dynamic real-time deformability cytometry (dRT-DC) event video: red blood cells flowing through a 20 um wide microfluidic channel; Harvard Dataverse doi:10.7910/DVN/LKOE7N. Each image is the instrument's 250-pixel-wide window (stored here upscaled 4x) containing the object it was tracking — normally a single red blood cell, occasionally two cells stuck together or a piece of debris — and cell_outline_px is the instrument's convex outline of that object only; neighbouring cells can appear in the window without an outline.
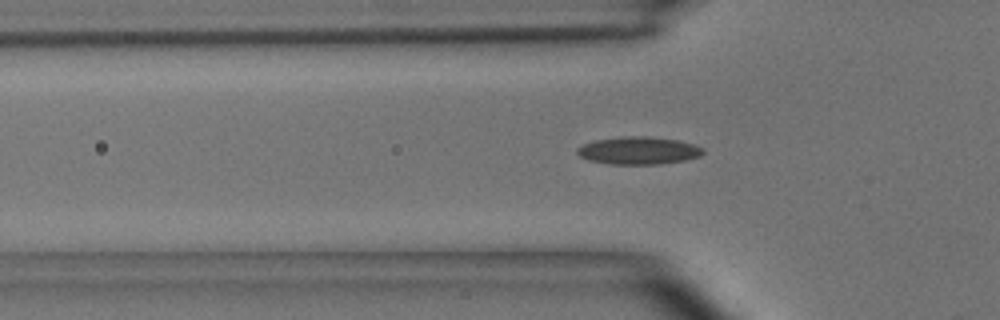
{"species": "common noctule bat (a hibernating species)", "species_latin": "Nyctalus noctula", "temperature_condition": "room temperature", "stored_images_in_passage": 5, "camera_frame_rate_fps": 3000, "um_per_image_px": 0.085, "animal": {"sex": "male", "body_mass_g": 15.6}, "frame": {"image": 1, "passage_image": 3, "time_ms": 0.667, "image_size_px": [1000, 320], "cell_outline_px": [[704, 152], [700, 156], [684, 160], [660, 164], [612, 164], [588, 160], [580, 156], [576, 152], [576, 148], [584, 144], [596, 140], [624, 136], [644, 136], [676, 140], [692, 144], [704, 148]], "centroid_in_image_um": [54.26, 12.8], "position_along_channel_um": 71.5, "area_um2": 20.06}}